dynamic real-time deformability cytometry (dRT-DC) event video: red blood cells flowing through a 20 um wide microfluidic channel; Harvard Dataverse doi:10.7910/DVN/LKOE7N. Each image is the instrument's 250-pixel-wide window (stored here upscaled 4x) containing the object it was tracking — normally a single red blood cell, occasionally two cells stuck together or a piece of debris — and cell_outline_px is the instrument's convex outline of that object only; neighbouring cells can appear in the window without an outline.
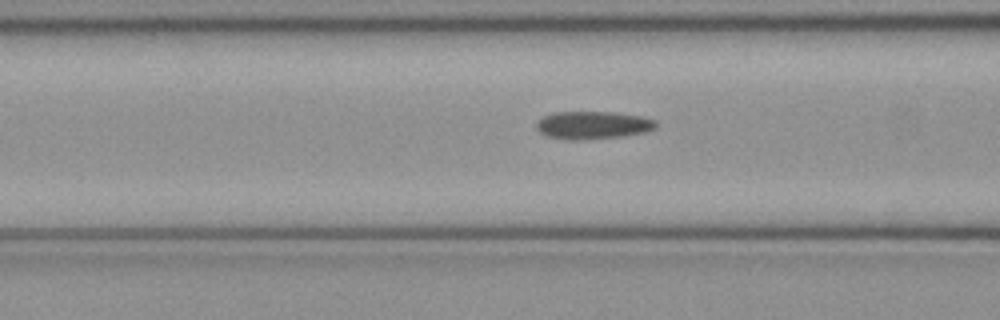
{"species": "common noctule bat (a hibernating species)", "species_latin": "Nyctalus noctula", "temperature_condition": "cold", "stored_images_in_passage": 51, "camera_frame_rate_fps": 3000, "um_per_image_px": 0.085, "animal": {"sex": "female", "body_mass_g": 21.9}, "frame": {"image": 1, "passage_image": 20, "time_ms": 6.333, "image_size_px": [1000, 320], "cell_outline_px": [[656, 128], [644, 132], [624, 136], [580, 140], [568, 140], [548, 136], [540, 132], [536, 128], [536, 124], [544, 116], [552, 112], [616, 112], [644, 116], [656, 120]], "centroid_in_image_um": [50.42, 10.63], "position_along_channel_um": 116.2, "area_um2": 19.48}}
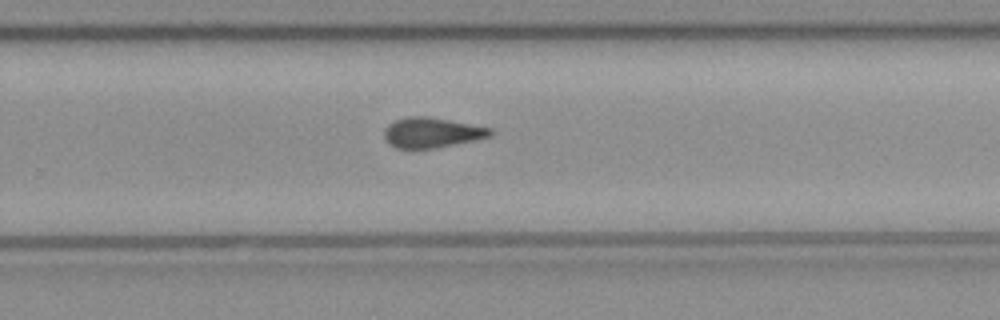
{"frame": {"image": 2, "passage_image": 33, "time_ms": 10.667, "image_size_px": [1000, 320], "cell_outline_px": [[492, 136], [476, 140], [436, 148], [396, 148], [388, 144], [384, 140], [384, 128], [388, 124], [396, 120], [408, 116], [428, 116], [492, 128]], "centroid_in_image_um": [36.68, 11.27], "position_along_channel_um": 293.1, "area_um2": 18.79}}
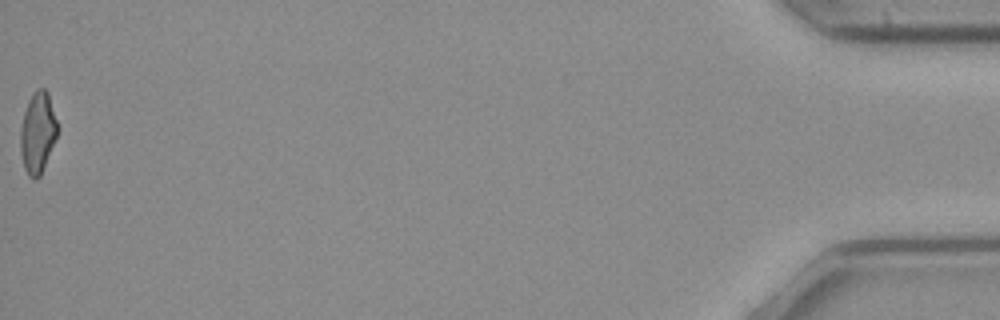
{"frame": {"image": 3, "passage_image": 51, "time_ms": 16.667, "image_size_px": [1000, 320], "cell_outline_px": [[56, 136], [40, 176], [36, 180], [32, 180], [28, 176], [24, 168], [20, 152], [20, 128], [24, 112], [28, 100], [32, 92], [36, 88], [44, 88], [48, 92], [56, 120]], "centroid_in_image_um": [3.16, 11.27], "position_along_channel_um": 432.0, "area_um2": 17.4}, "authors_computed_cell_mechanics": {"area_um2": 18.9584, "velocity_mm_per_s": 4.0826, "shape_relaxation_time_tau1_ms": null, "shape_relaxation_time_tau2_ms": 5.2462, "deformation_change_tau1": null, "deformation_change_tau2": 0.146}}